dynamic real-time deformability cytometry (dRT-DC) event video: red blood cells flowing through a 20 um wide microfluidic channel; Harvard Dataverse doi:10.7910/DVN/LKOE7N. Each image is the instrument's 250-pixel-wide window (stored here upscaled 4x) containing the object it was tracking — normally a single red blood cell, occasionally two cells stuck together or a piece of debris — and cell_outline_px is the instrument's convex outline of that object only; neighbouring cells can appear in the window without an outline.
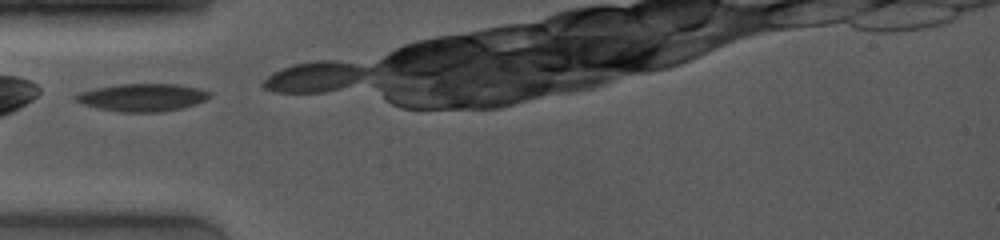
{"species": "common noctule bat (a hibernating species)", "species_latin": "Nyctalus noctula", "temperature_condition": "room temperature", "stored_images_in_passage": 47, "camera_frame_rate_fps": 4000, "um_per_image_px": 0.085, "animal": {"sex": "female", "body_mass_g": 19.0, "forearm_length_mm": 53.3}, "frame": {"image": 1, "passage_image": 1, "time_ms": 0.0, "image_size_px": [1000, 240], "cell_outline_px": [[212, 96], [196, 104], [164, 112], [120, 112], [100, 108], [84, 104], [76, 100], [72, 96], [80, 92], [96, 88], [120, 84], [176, 84], [196, 88], [212, 92]], "centroid_in_image_um": [12.13, 8.28], "position_along_channel_um": 72.9, "area_um2": 21.44}}
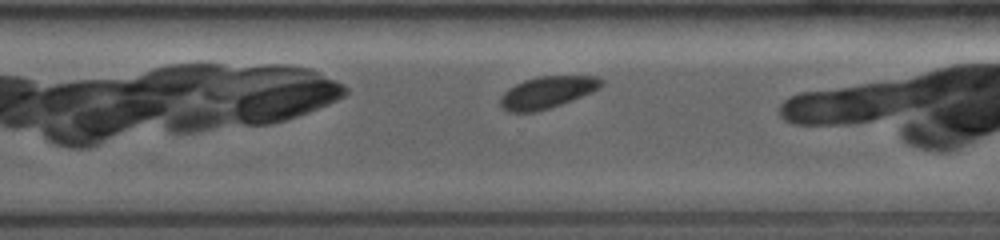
{"frame": {"image": 2, "passage_image": 33, "time_ms": 6.75, "image_size_px": [1000, 240], "cell_outline_px": [[604, 84], [600, 88], [592, 92], [560, 104], [536, 112], [508, 112], [500, 104], [500, 96], [508, 88], [524, 80], [540, 76], [596, 76], [604, 80]], "centroid_in_image_um": [46.52, 7.84], "position_along_channel_um": 324.1, "area_um2": 18.67}}